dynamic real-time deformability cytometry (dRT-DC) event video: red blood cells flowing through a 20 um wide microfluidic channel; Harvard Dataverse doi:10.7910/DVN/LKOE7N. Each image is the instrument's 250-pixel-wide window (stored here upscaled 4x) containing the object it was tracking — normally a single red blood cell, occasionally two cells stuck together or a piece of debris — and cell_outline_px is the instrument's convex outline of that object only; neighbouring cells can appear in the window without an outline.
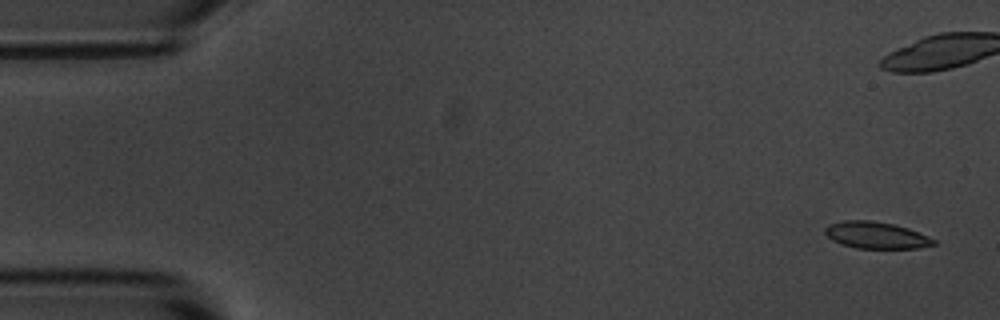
{"species": "common noctule bat (a hibernating species)", "species_latin": "Nyctalus noctula", "temperature_condition": "room temperature", "stored_images_in_passage": 16, "camera_frame_rate_fps": 3000, "um_per_image_px": 0.085, "animal": {"sex": "male", "body_mass_g": 20.1, "forearm_length_mm": 53.5}, "frame": {"image": 1, "passage_image": 1, "time_ms": 0.0, "image_size_px": [1000, 320], "cell_outline_px": [[936, 244], [920, 248], [856, 248], [840, 244], [832, 240], [824, 232], [824, 228], [828, 224], [844, 220], [872, 220], [892, 224], [908, 228], [928, 236], [936, 240]], "centroid_in_image_um": [74.45, 19.99], "position_along_channel_um": 10.5, "area_um2": 16.99}, "authors_computed_cell_mechanics": {"area_um2": 17.34, "velocity_mm_per_s": 3.1094, "shape_relaxation_time_tau1_ms": null, "shape_relaxation_time_tau2_ms": 0.5088, "deformation_change_tau1": null, "deformation_change_tau2": 0.0345}}